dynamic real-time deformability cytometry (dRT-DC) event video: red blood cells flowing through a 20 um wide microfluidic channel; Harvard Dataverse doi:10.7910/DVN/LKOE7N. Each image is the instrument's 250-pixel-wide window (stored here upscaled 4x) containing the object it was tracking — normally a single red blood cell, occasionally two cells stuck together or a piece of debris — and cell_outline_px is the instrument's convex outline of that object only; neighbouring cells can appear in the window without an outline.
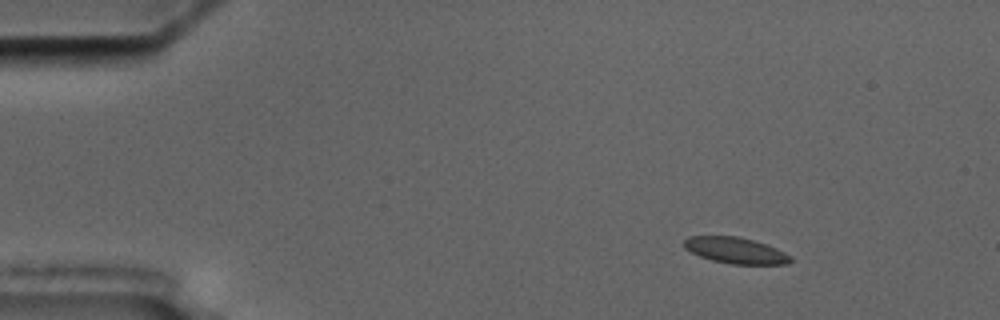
{"species": "common noctule bat (a hibernating species)", "species_latin": "Nyctalus noctula", "temperature_condition": "cold", "stored_images_in_passage": 7, "camera_frame_rate_fps": 3000, "um_per_image_px": 0.085, "animal": {"sex": "male", "body_mass_g": 17.5, "forearm_length_mm": 52.3}, "frame": {"image": 1, "passage_image": 3, "time_ms": 2.333, "image_size_px": [1000, 320], "cell_outline_px": [[792, 260], [788, 264], [732, 264], [712, 260], [700, 256], [684, 248], [684, 240], [688, 236], [740, 236], [776, 248], [792, 256]], "centroid_in_image_um": [62.52, 21.28], "position_along_channel_um": 22.5, "area_um2": 16.13}}
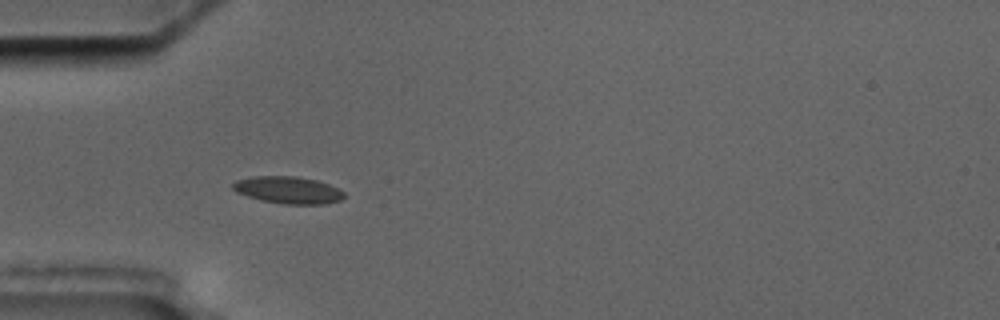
{"frame": {"image": 2, "passage_image": 6, "time_ms": 5.667, "image_size_px": [1000, 320], "cell_outline_px": [[344, 196], [340, 200], [324, 204], [284, 204], [260, 200], [236, 192], [232, 188], [232, 184], [236, 180], [252, 176], [296, 176], [316, 180], [328, 184], [344, 192]], "centroid_in_image_um": [24.46, 16.15], "position_along_channel_um": 60.5, "area_um2": 17.51}}